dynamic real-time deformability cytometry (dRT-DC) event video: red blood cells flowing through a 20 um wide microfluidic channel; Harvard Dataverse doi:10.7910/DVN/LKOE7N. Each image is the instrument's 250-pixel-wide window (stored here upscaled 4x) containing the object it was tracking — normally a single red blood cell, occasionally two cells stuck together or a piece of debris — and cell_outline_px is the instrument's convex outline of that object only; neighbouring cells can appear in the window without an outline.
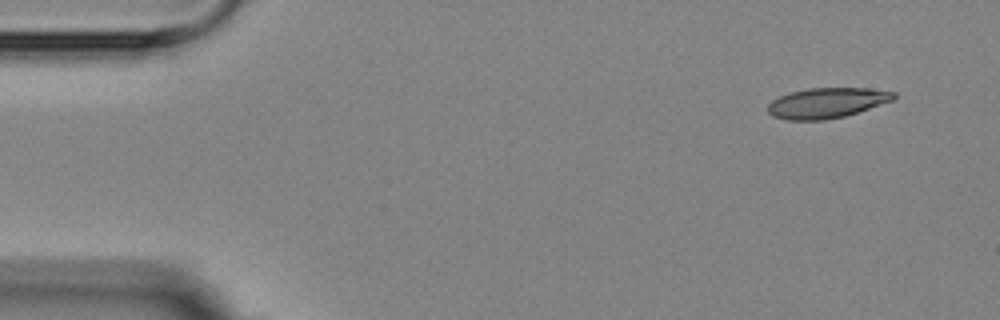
{"species": "Egyptian fruit bat (a non-hibernating species)", "species_latin": "Rousettus aegyptiacus", "temperature_condition": "room temperature", "stored_images_in_passage": 5, "segment_of_instrument_passage": [2, 2], "camera_frame_rate_fps": 3000, "um_per_image_px": 0.085, "animal": {"sex": "female"}, "frame": {"image": 1, "passage_image": 5, "time_ms": 5.333, "image_size_px": [1000, 320], "cell_outline_px": [[896, 96], [892, 100], [844, 116], [824, 120], [788, 120], [772, 116], [768, 112], [768, 104], [772, 100], [780, 96], [792, 92], [808, 88], [868, 88], [896, 92]], "centroid_in_image_um": [70.25, 8.74], "position_along_channel_um": 14.8, "area_um2": 21.96}}